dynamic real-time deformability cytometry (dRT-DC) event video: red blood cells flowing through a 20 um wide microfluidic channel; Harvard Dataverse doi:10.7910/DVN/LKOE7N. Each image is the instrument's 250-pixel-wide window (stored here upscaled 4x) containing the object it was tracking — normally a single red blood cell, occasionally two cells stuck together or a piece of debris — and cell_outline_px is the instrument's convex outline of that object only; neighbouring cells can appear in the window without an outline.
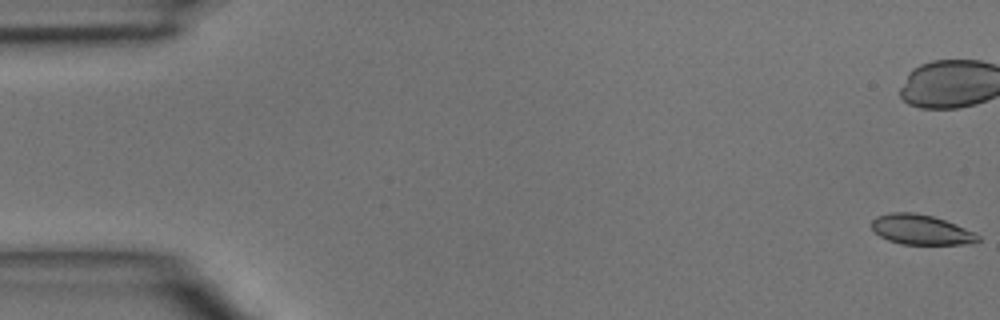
{"species": "common noctule bat (a hibernating species)", "species_latin": "Nyctalus noctula", "temperature_condition": "room temperature", "stored_images_in_passage": 47, "camera_frame_rate_fps": 3000, "um_per_image_px": 0.085, "animal": {"sex": "male", "body_mass_g": 15.6}, "frame": {"image": 1, "passage_image": 1, "time_ms": 0.0, "image_size_px": [1000, 320], "cell_outline_px": [[980, 240], [976, 244], [900, 244], [888, 240], [880, 236], [872, 228], [872, 220], [876, 216], [892, 212], [912, 212], [932, 216], [956, 224], [980, 236]], "centroid_in_image_um": [78.29, 19.53], "position_along_channel_um": 6.7, "area_um2": 18.5}}